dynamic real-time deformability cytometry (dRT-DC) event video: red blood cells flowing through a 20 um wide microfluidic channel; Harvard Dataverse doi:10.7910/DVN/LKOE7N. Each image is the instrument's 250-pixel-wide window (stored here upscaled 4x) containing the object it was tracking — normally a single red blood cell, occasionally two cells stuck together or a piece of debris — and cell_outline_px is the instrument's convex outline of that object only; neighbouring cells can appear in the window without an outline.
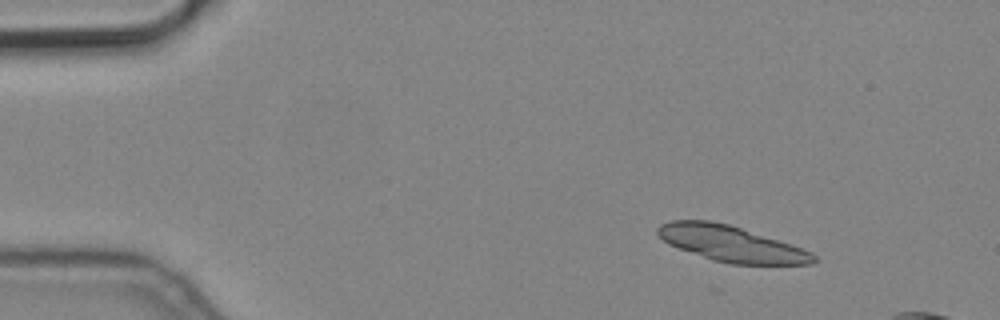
{"species": "common noctule bat (a hibernating species)", "species_latin": "Nyctalus noctula", "temperature_condition": "cold", "stored_images_in_passage": 4, "camera_frame_rate_fps": 3000, "um_per_image_px": 0.085, "animal": {"sex": "male", "body_mass_g": 19.2, "forearm_length_mm": 51.8}, "frame": {"image": 1, "passage_image": 1, "time_ms": 0.0, "image_size_px": [1000, 320], "cell_outline_px": [[820, 260], [812, 264], [732, 264], [712, 260], [668, 244], [656, 232], [656, 228], [660, 224], [672, 220], [708, 220], [728, 224], [792, 244], [812, 252]], "centroid_in_image_um": [62.17, 20.72], "position_along_channel_um": 22.8, "area_um2": 32.43}}